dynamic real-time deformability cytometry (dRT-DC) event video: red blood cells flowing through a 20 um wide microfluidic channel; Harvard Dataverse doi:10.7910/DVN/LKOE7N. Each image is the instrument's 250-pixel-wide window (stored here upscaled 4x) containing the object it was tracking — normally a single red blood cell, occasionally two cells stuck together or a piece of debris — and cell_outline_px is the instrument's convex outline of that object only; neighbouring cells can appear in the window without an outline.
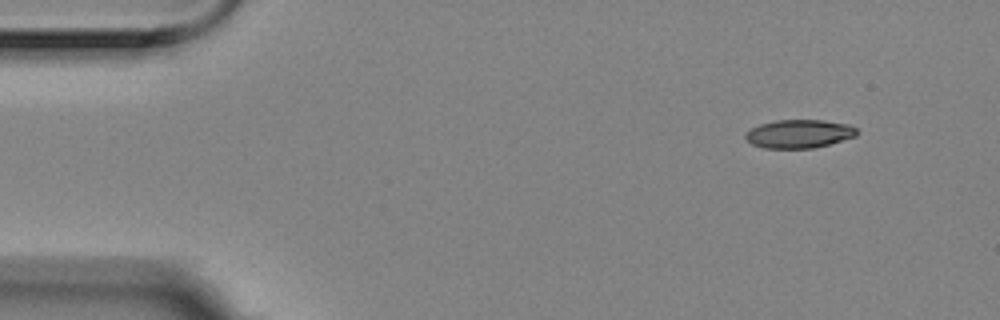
{"species": "Egyptian fruit bat (a non-hibernating species)", "species_latin": "Rousettus aegyptiacus", "temperature_condition": "room temperature", "stored_images_in_passage": 4, "camera_frame_rate_fps": 3000, "um_per_image_px": 0.085, "animal": {"sex": "female"}, "frame": {"image": 1, "passage_image": 1, "time_ms": 0.0, "image_size_px": [1000, 320], "cell_outline_px": [[860, 132], [856, 136], [828, 144], [812, 148], [764, 148], [752, 144], [744, 136], [752, 128], [760, 124], [776, 120], [824, 120], [848, 124], [856, 128]], "centroid_in_image_um": [67.95, 11.37], "position_along_channel_um": 17.0, "area_um2": 18.32}}
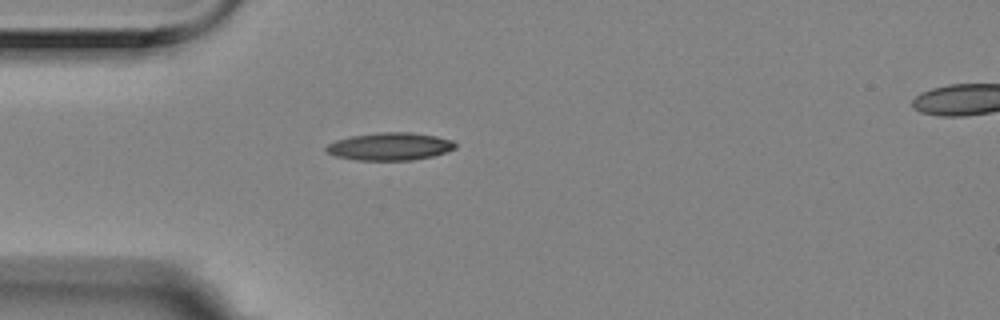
{"frame": {"image": 2, "passage_image": 4, "time_ms": 1.0, "image_size_px": [1000, 320], "cell_outline_px": [[456, 148], [432, 156], [412, 160], [356, 160], [336, 156], [328, 152], [324, 148], [328, 144], [336, 140], [352, 136], [380, 132], [412, 132], [436, 136], [452, 140], [456, 144]], "centroid_in_image_um": [33.14, 12.44], "position_along_channel_um": 51.9, "area_um2": 20.69}}